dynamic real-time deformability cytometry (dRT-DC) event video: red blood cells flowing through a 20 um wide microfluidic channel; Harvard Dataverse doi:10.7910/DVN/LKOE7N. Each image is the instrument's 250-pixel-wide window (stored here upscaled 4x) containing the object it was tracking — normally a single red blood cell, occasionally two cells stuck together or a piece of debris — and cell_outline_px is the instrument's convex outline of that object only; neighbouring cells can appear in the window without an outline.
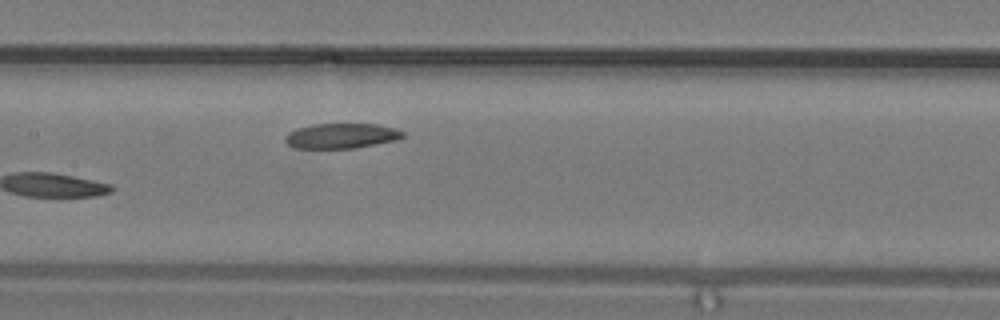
{"species": "common noctule bat (a hibernating species)", "species_latin": "Nyctalus noctula", "temperature_condition": "warm", "stored_images_in_passage": 10, "camera_frame_rate_fps": 3000, "um_per_image_px": 0.085, "animal": {"sex": "male", "body_mass_g": 19.2, "forearm_length_mm": 51.8}, "frame": {"image": 1, "passage_image": 10, "time_ms": 3.0, "image_size_px": [1000, 320], "cell_outline_px": [[404, 136], [396, 140], [352, 148], [296, 148], [288, 144], [284, 140], [284, 136], [288, 132], [296, 128], [312, 124], [376, 124], [396, 128], [404, 132]], "centroid_in_image_um": [28.98, 11.54], "position_along_channel_um": 178.4, "area_um2": 17.17}}